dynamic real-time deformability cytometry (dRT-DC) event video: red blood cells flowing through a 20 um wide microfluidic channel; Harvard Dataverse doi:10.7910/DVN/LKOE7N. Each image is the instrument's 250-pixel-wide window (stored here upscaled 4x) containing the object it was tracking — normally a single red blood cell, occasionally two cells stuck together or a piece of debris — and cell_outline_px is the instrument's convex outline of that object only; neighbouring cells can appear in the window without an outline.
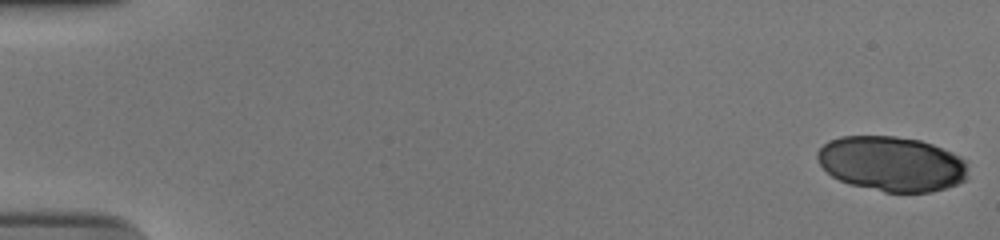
{"species": "human", "species_latin": "Homo sapiens", "temperature_condition": "cold", "stored_images_in_passage": 55, "segment_of_instrument_passage": [1, 2], "camera_frame_rate_fps": 3000, "um_per_image_px": 0.085, "donor": {"sex": "male"}, "frame": {"image": 1, "passage_image": 1, "time_ms": 0.0, "image_size_px": [1000, 240], "cell_outline_px": [[968, 176], [964, 180], [956, 184], [932, 192], [884, 192], [848, 184], [832, 176], [820, 164], [816, 156], [816, 152], [828, 140], [840, 136], [896, 136], [920, 140], [932, 144], [952, 152], [968, 160]], "centroid_in_image_um": [75.81, 13.92], "position_along_channel_um": 9.2, "area_um2": 48.61}}
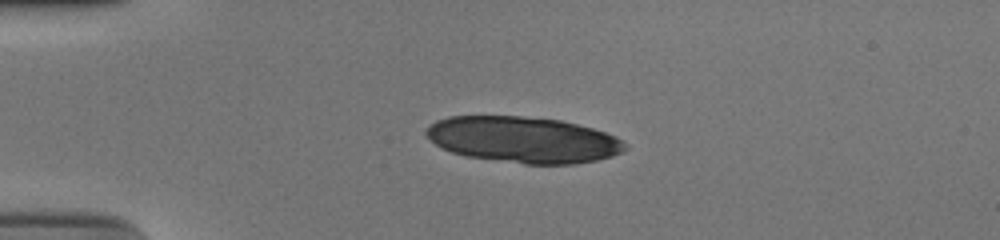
{"frame": {"image": 2, "passage_image": 14, "time_ms": 4.333, "image_size_px": [1000, 240], "cell_outline_px": [[628, 148], [612, 156], [596, 160], [572, 164], [524, 164], [468, 156], [452, 152], [436, 144], [424, 132], [428, 124], [436, 120], [448, 116], [520, 116], [560, 120], [592, 128], [616, 136], [624, 140], [628, 144]], "centroid_in_image_um": [44.49, 11.87], "position_along_channel_um": 40.5, "area_um2": 53.35}}